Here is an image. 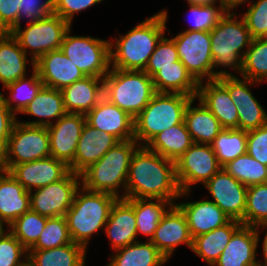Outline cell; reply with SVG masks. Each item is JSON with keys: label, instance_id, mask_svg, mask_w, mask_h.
<instances>
[{"label": "cell", "instance_id": "1", "mask_svg": "<svg viewBox=\"0 0 267 266\" xmlns=\"http://www.w3.org/2000/svg\"><path fill=\"white\" fill-rule=\"evenodd\" d=\"M180 193L175 162L139 146L132 154L126 191L120 198L162 199L174 203Z\"/></svg>", "mask_w": 267, "mask_h": 266}, {"label": "cell", "instance_id": "2", "mask_svg": "<svg viewBox=\"0 0 267 266\" xmlns=\"http://www.w3.org/2000/svg\"><path fill=\"white\" fill-rule=\"evenodd\" d=\"M166 22L167 11L163 9L133 27L124 36L115 39V42L111 41V67L120 70L143 71L158 42L165 35ZM113 47H115V52H113Z\"/></svg>", "mask_w": 267, "mask_h": 266}, {"label": "cell", "instance_id": "3", "mask_svg": "<svg viewBox=\"0 0 267 266\" xmlns=\"http://www.w3.org/2000/svg\"><path fill=\"white\" fill-rule=\"evenodd\" d=\"M80 187L65 219L72 242L86 249L91 235L104 229L112 206L119 197L106 192L90 191L82 185Z\"/></svg>", "mask_w": 267, "mask_h": 266}, {"label": "cell", "instance_id": "4", "mask_svg": "<svg viewBox=\"0 0 267 266\" xmlns=\"http://www.w3.org/2000/svg\"><path fill=\"white\" fill-rule=\"evenodd\" d=\"M226 13L220 18L216 26L210 31L211 53L213 58V80L225 76H235L226 70L215 72L214 67L225 66L240 72L244 53L242 49L249 48L252 41L250 32L243 18L236 19V13ZM242 53V54H241Z\"/></svg>", "mask_w": 267, "mask_h": 266}, {"label": "cell", "instance_id": "5", "mask_svg": "<svg viewBox=\"0 0 267 266\" xmlns=\"http://www.w3.org/2000/svg\"><path fill=\"white\" fill-rule=\"evenodd\" d=\"M138 147L139 144L134 139L119 141L100 160L80 174L82 186L90 191L106 192L119 197L117 191L120 185L126 191L130 161Z\"/></svg>", "mask_w": 267, "mask_h": 266}, {"label": "cell", "instance_id": "6", "mask_svg": "<svg viewBox=\"0 0 267 266\" xmlns=\"http://www.w3.org/2000/svg\"><path fill=\"white\" fill-rule=\"evenodd\" d=\"M192 98L180 93H156L134 119V140L139 146H146L162 131L181 124Z\"/></svg>", "mask_w": 267, "mask_h": 266}, {"label": "cell", "instance_id": "7", "mask_svg": "<svg viewBox=\"0 0 267 266\" xmlns=\"http://www.w3.org/2000/svg\"><path fill=\"white\" fill-rule=\"evenodd\" d=\"M104 97L134 119L157 93L145 71L112 68L103 78Z\"/></svg>", "mask_w": 267, "mask_h": 266}, {"label": "cell", "instance_id": "8", "mask_svg": "<svg viewBox=\"0 0 267 266\" xmlns=\"http://www.w3.org/2000/svg\"><path fill=\"white\" fill-rule=\"evenodd\" d=\"M71 25L55 13L28 23L26 29L12 28L9 33L17 40L21 49L27 54L31 50L32 69L35 62L47 52L61 48L63 38Z\"/></svg>", "mask_w": 267, "mask_h": 266}, {"label": "cell", "instance_id": "9", "mask_svg": "<svg viewBox=\"0 0 267 266\" xmlns=\"http://www.w3.org/2000/svg\"><path fill=\"white\" fill-rule=\"evenodd\" d=\"M66 32L61 50L85 76L104 78L110 71V41Z\"/></svg>", "mask_w": 267, "mask_h": 266}, {"label": "cell", "instance_id": "10", "mask_svg": "<svg viewBox=\"0 0 267 266\" xmlns=\"http://www.w3.org/2000/svg\"><path fill=\"white\" fill-rule=\"evenodd\" d=\"M50 156L47 127L30 126L16 121L6 144L5 170L9 171L16 164Z\"/></svg>", "mask_w": 267, "mask_h": 266}, {"label": "cell", "instance_id": "11", "mask_svg": "<svg viewBox=\"0 0 267 266\" xmlns=\"http://www.w3.org/2000/svg\"><path fill=\"white\" fill-rule=\"evenodd\" d=\"M221 168L211 144L193 143L175 162L180 197L190 193L192 184L205 185Z\"/></svg>", "mask_w": 267, "mask_h": 266}, {"label": "cell", "instance_id": "12", "mask_svg": "<svg viewBox=\"0 0 267 266\" xmlns=\"http://www.w3.org/2000/svg\"><path fill=\"white\" fill-rule=\"evenodd\" d=\"M177 48L179 60L198 82L207 77L213 80V58L208 31H184L171 38Z\"/></svg>", "mask_w": 267, "mask_h": 266}, {"label": "cell", "instance_id": "13", "mask_svg": "<svg viewBox=\"0 0 267 266\" xmlns=\"http://www.w3.org/2000/svg\"><path fill=\"white\" fill-rule=\"evenodd\" d=\"M79 174L70 171L63 179L30 192V210L51 218L65 216L81 186Z\"/></svg>", "mask_w": 267, "mask_h": 266}, {"label": "cell", "instance_id": "14", "mask_svg": "<svg viewBox=\"0 0 267 266\" xmlns=\"http://www.w3.org/2000/svg\"><path fill=\"white\" fill-rule=\"evenodd\" d=\"M218 80L228 89L230 98L238 110V129L250 131L267 123V112L253 96L249 85L258 83L236 76H225Z\"/></svg>", "mask_w": 267, "mask_h": 266}, {"label": "cell", "instance_id": "15", "mask_svg": "<svg viewBox=\"0 0 267 266\" xmlns=\"http://www.w3.org/2000/svg\"><path fill=\"white\" fill-rule=\"evenodd\" d=\"M214 198V202L230 220L244 225L247 186L236 180L221 168L205 185Z\"/></svg>", "mask_w": 267, "mask_h": 266}, {"label": "cell", "instance_id": "16", "mask_svg": "<svg viewBox=\"0 0 267 266\" xmlns=\"http://www.w3.org/2000/svg\"><path fill=\"white\" fill-rule=\"evenodd\" d=\"M85 123V115L66 113L55 124L47 126L51 156L70 166L74 162Z\"/></svg>", "mask_w": 267, "mask_h": 266}, {"label": "cell", "instance_id": "17", "mask_svg": "<svg viewBox=\"0 0 267 266\" xmlns=\"http://www.w3.org/2000/svg\"><path fill=\"white\" fill-rule=\"evenodd\" d=\"M27 191L39 189L63 179L69 172V166L50 156L27 163L14 165L8 171Z\"/></svg>", "mask_w": 267, "mask_h": 266}, {"label": "cell", "instance_id": "18", "mask_svg": "<svg viewBox=\"0 0 267 266\" xmlns=\"http://www.w3.org/2000/svg\"><path fill=\"white\" fill-rule=\"evenodd\" d=\"M150 241L167 260L180 244H186L192 249L193 238L190 235L186 217L176 204L170 206L163 215Z\"/></svg>", "mask_w": 267, "mask_h": 266}, {"label": "cell", "instance_id": "19", "mask_svg": "<svg viewBox=\"0 0 267 266\" xmlns=\"http://www.w3.org/2000/svg\"><path fill=\"white\" fill-rule=\"evenodd\" d=\"M85 118L88 125L100 132L112 134L119 141L134 139V118L105 97Z\"/></svg>", "mask_w": 267, "mask_h": 266}, {"label": "cell", "instance_id": "20", "mask_svg": "<svg viewBox=\"0 0 267 266\" xmlns=\"http://www.w3.org/2000/svg\"><path fill=\"white\" fill-rule=\"evenodd\" d=\"M35 70L44 86L62 90L85 75L61 49L47 52L35 62Z\"/></svg>", "mask_w": 267, "mask_h": 266}, {"label": "cell", "instance_id": "21", "mask_svg": "<svg viewBox=\"0 0 267 266\" xmlns=\"http://www.w3.org/2000/svg\"><path fill=\"white\" fill-rule=\"evenodd\" d=\"M199 83L196 97L219 120L223 129H238V110L228 89L218 80Z\"/></svg>", "mask_w": 267, "mask_h": 266}, {"label": "cell", "instance_id": "22", "mask_svg": "<svg viewBox=\"0 0 267 266\" xmlns=\"http://www.w3.org/2000/svg\"><path fill=\"white\" fill-rule=\"evenodd\" d=\"M118 142L119 140L112 134L100 132L85 123L78 141L74 162L69 166L70 171L80 175Z\"/></svg>", "mask_w": 267, "mask_h": 266}, {"label": "cell", "instance_id": "23", "mask_svg": "<svg viewBox=\"0 0 267 266\" xmlns=\"http://www.w3.org/2000/svg\"><path fill=\"white\" fill-rule=\"evenodd\" d=\"M259 226L242 225L231 237L213 266H258Z\"/></svg>", "mask_w": 267, "mask_h": 266}, {"label": "cell", "instance_id": "24", "mask_svg": "<svg viewBox=\"0 0 267 266\" xmlns=\"http://www.w3.org/2000/svg\"><path fill=\"white\" fill-rule=\"evenodd\" d=\"M104 229L114 250L138 241L134 207L127 199L119 197L115 201Z\"/></svg>", "mask_w": 267, "mask_h": 266}, {"label": "cell", "instance_id": "25", "mask_svg": "<svg viewBox=\"0 0 267 266\" xmlns=\"http://www.w3.org/2000/svg\"><path fill=\"white\" fill-rule=\"evenodd\" d=\"M61 92L67 113L86 115L104 97L103 78L85 76L63 88Z\"/></svg>", "mask_w": 267, "mask_h": 266}, {"label": "cell", "instance_id": "26", "mask_svg": "<svg viewBox=\"0 0 267 266\" xmlns=\"http://www.w3.org/2000/svg\"><path fill=\"white\" fill-rule=\"evenodd\" d=\"M184 213L192 238L227 224L229 217L211 200L176 204Z\"/></svg>", "mask_w": 267, "mask_h": 266}, {"label": "cell", "instance_id": "27", "mask_svg": "<svg viewBox=\"0 0 267 266\" xmlns=\"http://www.w3.org/2000/svg\"><path fill=\"white\" fill-rule=\"evenodd\" d=\"M29 210L30 192L8 171L0 172V223L9 227Z\"/></svg>", "mask_w": 267, "mask_h": 266}, {"label": "cell", "instance_id": "28", "mask_svg": "<svg viewBox=\"0 0 267 266\" xmlns=\"http://www.w3.org/2000/svg\"><path fill=\"white\" fill-rule=\"evenodd\" d=\"M195 98H192L186 107L184 122L194 143L211 144L223 128L200 100L199 106H192Z\"/></svg>", "mask_w": 267, "mask_h": 266}, {"label": "cell", "instance_id": "29", "mask_svg": "<svg viewBox=\"0 0 267 266\" xmlns=\"http://www.w3.org/2000/svg\"><path fill=\"white\" fill-rule=\"evenodd\" d=\"M21 113L40 118L31 122H20L22 124L46 127L51 125L52 119L58 120L67 113L61 90L43 86Z\"/></svg>", "mask_w": 267, "mask_h": 266}, {"label": "cell", "instance_id": "30", "mask_svg": "<svg viewBox=\"0 0 267 266\" xmlns=\"http://www.w3.org/2000/svg\"><path fill=\"white\" fill-rule=\"evenodd\" d=\"M27 54L9 32H0V82L7 86L26 75Z\"/></svg>", "mask_w": 267, "mask_h": 266}, {"label": "cell", "instance_id": "31", "mask_svg": "<svg viewBox=\"0 0 267 266\" xmlns=\"http://www.w3.org/2000/svg\"><path fill=\"white\" fill-rule=\"evenodd\" d=\"M243 224L236 220H230L222 227L216 228L206 234L193 238L192 251L213 266L225 247L228 245L233 234Z\"/></svg>", "mask_w": 267, "mask_h": 266}, {"label": "cell", "instance_id": "32", "mask_svg": "<svg viewBox=\"0 0 267 266\" xmlns=\"http://www.w3.org/2000/svg\"><path fill=\"white\" fill-rule=\"evenodd\" d=\"M152 81L157 93H180L196 97L199 83L191 76L186 67L177 61V66L160 67Z\"/></svg>", "mask_w": 267, "mask_h": 266}, {"label": "cell", "instance_id": "33", "mask_svg": "<svg viewBox=\"0 0 267 266\" xmlns=\"http://www.w3.org/2000/svg\"><path fill=\"white\" fill-rule=\"evenodd\" d=\"M85 255L83 246L71 242L53 249L28 250L27 263L30 266H84Z\"/></svg>", "mask_w": 267, "mask_h": 266}, {"label": "cell", "instance_id": "34", "mask_svg": "<svg viewBox=\"0 0 267 266\" xmlns=\"http://www.w3.org/2000/svg\"><path fill=\"white\" fill-rule=\"evenodd\" d=\"M186 124H176L154 137L146 147L164 158L176 162L193 144Z\"/></svg>", "mask_w": 267, "mask_h": 266}, {"label": "cell", "instance_id": "35", "mask_svg": "<svg viewBox=\"0 0 267 266\" xmlns=\"http://www.w3.org/2000/svg\"><path fill=\"white\" fill-rule=\"evenodd\" d=\"M115 252L107 266H162L168 261L151 241H137Z\"/></svg>", "mask_w": 267, "mask_h": 266}, {"label": "cell", "instance_id": "36", "mask_svg": "<svg viewBox=\"0 0 267 266\" xmlns=\"http://www.w3.org/2000/svg\"><path fill=\"white\" fill-rule=\"evenodd\" d=\"M127 200L134 207L137 235L139 233L148 235L150 236L149 241L152 239L163 215L167 212L168 209L166 208L176 204L162 199L129 198Z\"/></svg>", "mask_w": 267, "mask_h": 266}, {"label": "cell", "instance_id": "37", "mask_svg": "<svg viewBox=\"0 0 267 266\" xmlns=\"http://www.w3.org/2000/svg\"><path fill=\"white\" fill-rule=\"evenodd\" d=\"M211 147L223 167L229 161L247 153V131L223 129L211 143Z\"/></svg>", "mask_w": 267, "mask_h": 266}, {"label": "cell", "instance_id": "38", "mask_svg": "<svg viewBox=\"0 0 267 266\" xmlns=\"http://www.w3.org/2000/svg\"><path fill=\"white\" fill-rule=\"evenodd\" d=\"M44 86L41 81L38 72L33 69L32 76L30 79H26V76L19 80L5 86L10 92V96L5 98L2 95L4 104L8 107L15 115L21 113L25 107L36 97L38 92ZM15 106H12L13 103Z\"/></svg>", "mask_w": 267, "mask_h": 266}, {"label": "cell", "instance_id": "39", "mask_svg": "<svg viewBox=\"0 0 267 266\" xmlns=\"http://www.w3.org/2000/svg\"><path fill=\"white\" fill-rule=\"evenodd\" d=\"M222 168L247 187L267 183V166L252 158L248 153L229 161Z\"/></svg>", "mask_w": 267, "mask_h": 266}, {"label": "cell", "instance_id": "40", "mask_svg": "<svg viewBox=\"0 0 267 266\" xmlns=\"http://www.w3.org/2000/svg\"><path fill=\"white\" fill-rule=\"evenodd\" d=\"M242 59V78L262 82L267 79V38H253Z\"/></svg>", "mask_w": 267, "mask_h": 266}, {"label": "cell", "instance_id": "41", "mask_svg": "<svg viewBox=\"0 0 267 266\" xmlns=\"http://www.w3.org/2000/svg\"><path fill=\"white\" fill-rule=\"evenodd\" d=\"M47 217L29 210L18 217L9 227V232L29 250L43 232Z\"/></svg>", "mask_w": 267, "mask_h": 266}, {"label": "cell", "instance_id": "42", "mask_svg": "<svg viewBox=\"0 0 267 266\" xmlns=\"http://www.w3.org/2000/svg\"><path fill=\"white\" fill-rule=\"evenodd\" d=\"M244 225L267 226V183L252 185L247 188Z\"/></svg>", "mask_w": 267, "mask_h": 266}, {"label": "cell", "instance_id": "43", "mask_svg": "<svg viewBox=\"0 0 267 266\" xmlns=\"http://www.w3.org/2000/svg\"><path fill=\"white\" fill-rule=\"evenodd\" d=\"M71 242L65 216L47 217L43 232L29 250L53 249Z\"/></svg>", "mask_w": 267, "mask_h": 266}, {"label": "cell", "instance_id": "44", "mask_svg": "<svg viewBox=\"0 0 267 266\" xmlns=\"http://www.w3.org/2000/svg\"><path fill=\"white\" fill-rule=\"evenodd\" d=\"M177 61H179V57L174 41L163 36L143 71L152 78L160 71V67L177 66Z\"/></svg>", "mask_w": 267, "mask_h": 266}, {"label": "cell", "instance_id": "45", "mask_svg": "<svg viewBox=\"0 0 267 266\" xmlns=\"http://www.w3.org/2000/svg\"><path fill=\"white\" fill-rule=\"evenodd\" d=\"M190 11L194 21V25L186 31H208L210 32L220 18L226 13L227 9L220 4L219 8L216 4L211 5H193L190 4Z\"/></svg>", "mask_w": 267, "mask_h": 266}, {"label": "cell", "instance_id": "46", "mask_svg": "<svg viewBox=\"0 0 267 266\" xmlns=\"http://www.w3.org/2000/svg\"><path fill=\"white\" fill-rule=\"evenodd\" d=\"M27 256L28 250L10 232L0 234V266H25Z\"/></svg>", "mask_w": 267, "mask_h": 266}, {"label": "cell", "instance_id": "47", "mask_svg": "<svg viewBox=\"0 0 267 266\" xmlns=\"http://www.w3.org/2000/svg\"><path fill=\"white\" fill-rule=\"evenodd\" d=\"M252 38H267V0H258L243 14Z\"/></svg>", "mask_w": 267, "mask_h": 266}, {"label": "cell", "instance_id": "48", "mask_svg": "<svg viewBox=\"0 0 267 266\" xmlns=\"http://www.w3.org/2000/svg\"><path fill=\"white\" fill-rule=\"evenodd\" d=\"M53 13V0H19V22L13 27H20L21 18H30L28 23H33Z\"/></svg>", "mask_w": 267, "mask_h": 266}, {"label": "cell", "instance_id": "49", "mask_svg": "<svg viewBox=\"0 0 267 266\" xmlns=\"http://www.w3.org/2000/svg\"><path fill=\"white\" fill-rule=\"evenodd\" d=\"M247 153L267 166V123L247 132Z\"/></svg>", "mask_w": 267, "mask_h": 266}, {"label": "cell", "instance_id": "50", "mask_svg": "<svg viewBox=\"0 0 267 266\" xmlns=\"http://www.w3.org/2000/svg\"><path fill=\"white\" fill-rule=\"evenodd\" d=\"M100 2L102 0H53V13L71 25L73 16L76 13Z\"/></svg>", "mask_w": 267, "mask_h": 266}, {"label": "cell", "instance_id": "51", "mask_svg": "<svg viewBox=\"0 0 267 266\" xmlns=\"http://www.w3.org/2000/svg\"><path fill=\"white\" fill-rule=\"evenodd\" d=\"M19 0H0V32H9L18 22Z\"/></svg>", "mask_w": 267, "mask_h": 266}, {"label": "cell", "instance_id": "52", "mask_svg": "<svg viewBox=\"0 0 267 266\" xmlns=\"http://www.w3.org/2000/svg\"><path fill=\"white\" fill-rule=\"evenodd\" d=\"M16 115L5 106L0 92V139L7 144L12 128L15 124Z\"/></svg>", "mask_w": 267, "mask_h": 266}, {"label": "cell", "instance_id": "53", "mask_svg": "<svg viewBox=\"0 0 267 266\" xmlns=\"http://www.w3.org/2000/svg\"><path fill=\"white\" fill-rule=\"evenodd\" d=\"M247 0H221V4L230 11H233L236 6L242 5L243 2ZM233 9V10H232Z\"/></svg>", "mask_w": 267, "mask_h": 266}, {"label": "cell", "instance_id": "54", "mask_svg": "<svg viewBox=\"0 0 267 266\" xmlns=\"http://www.w3.org/2000/svg\"><path fill=\"white\" fill-rule=\"evenodd\" d=\"M6 144L0 139V172L5 171Z\"/></svg>", "mask_w": 267, "mask_h": 266}, {"label": "cell", "instance_id": "55", "mask_svg": "<svg viewBox=\"0 0 267 266\" xmlns=\"http://www.w3.org/2000/svg\"><path fill=\"white\" fill-rule=\"evenodd\" d=\"M188 4H193V5H211V4H216L217 0H186ZM221 4V0L219 2Z\"/></svg>", "mask_w": 267, "mask_h": 266}, {"label": "cell", "instance_id": "56", "mask_svg": "<svg viewBox=\"0 0 267 266\" xmlns=\"http://www.w3.org/2000/svg\"><path fill=\"white\" fill-rule=\"evenodd\" d=\"M259 227H263V228H267V226H259ZM263 255H264V262L263 264L260 263V261H258V266H267V232L265 235V238L263 240Z\"/></svg>", "mask_w": 267, "mask_h": 266}, {"label": "cell", "instance_id": "57", "mask_svg": "<svg viewBox=\"0 0 267 266\" xmlns=\"http://www.w3.org/2000/svg\"><path fill=\"white\" fill-rule=\"evenodd\" d=\"M3 227H4V226L0 223V234H1L3 231H5Z\"/></svg>", "mask_w": 267, "mask_h": 266}]
</instances>
